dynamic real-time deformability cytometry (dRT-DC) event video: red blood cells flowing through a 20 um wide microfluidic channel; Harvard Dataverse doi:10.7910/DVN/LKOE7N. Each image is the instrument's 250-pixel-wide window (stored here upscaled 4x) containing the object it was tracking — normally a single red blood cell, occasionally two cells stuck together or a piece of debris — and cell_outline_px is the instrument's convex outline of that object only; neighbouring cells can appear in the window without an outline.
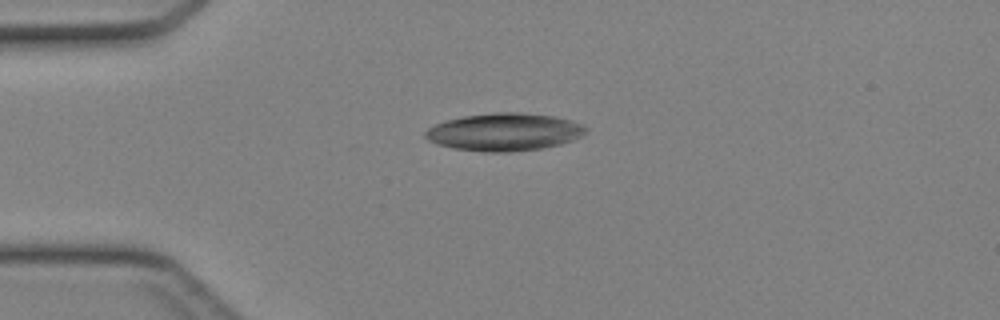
{"species": "Egyptian fruit bat (a non-hibernating species)", "species_latin": "Rousettus aegyptiacus", "temperature_condition": "cold", "stored_images_in_passage": 35, "camera_frame_rate_fps": 3000, "um_per_image_px": 0.085, "animal": {"sex": "female"}, "frame": {"image": 1, "passage_image": 1, "time_ms": 0.0, "image_size_px": [1000, 320], "cell_outline_px": [[588, 128], [580, 136], [572, 140], [560, 144], [544, 148], [508, 152], [484, 152], [452, 148], [436, 144], [428, 140], [424, 136], [424, 132], [428, 128], [436, 124], [448, 120], [464, 116], [492, 112], [520, 112], [552, 116], [572, 120], [584, 124]], "centroid_in_image_um": [42.86, 11.22], "position_along_channel_um": 42.1, "area_um2": 35.32}}
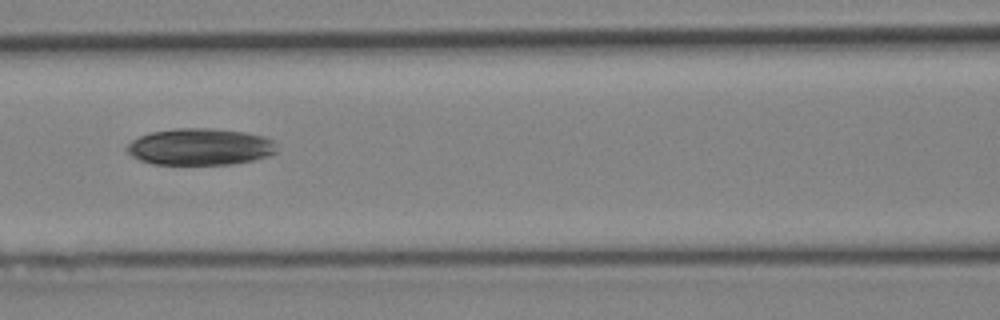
{"frame": {"image": 2, "passage_image": 10, "time_ms": 3.0, "image_size_px": [1000, 320], "cell_outline_px": [[276, 152], [268, 156], [252, 160], [232, 164], [152, 164], [140, 160], [132, 156], [124, 148], [132, 140], [140, 136], [152, 132], [176, 128], [208, 128], [244, 132], [264, 136], [272, 140], [276, 148]], "centroid_in_image_um": [16.98, 12.48], "position_along_channel_um": 149.6, "area_um2": 31.96}}
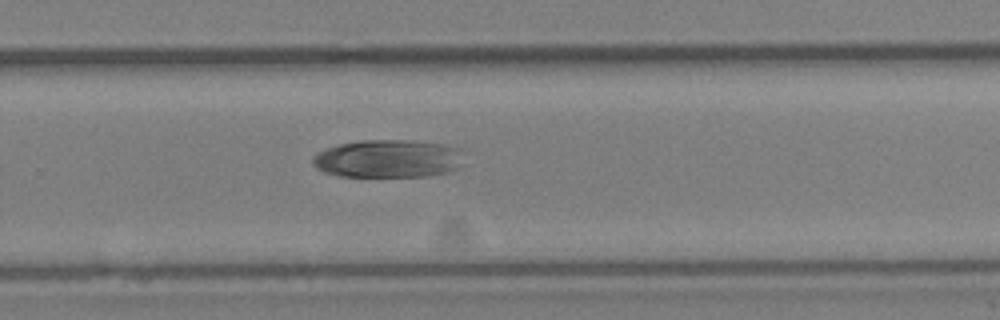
{"frame": {"image": 3, "passage_image": 20, "time_ms": 6.333, "image_size_px": [1000, 320], "cell_outline_px": [[456, 168], [448, 172], [428, 176], [340, 176], [324, 172], [316, 168], [312, 164], [312, 156], [316, 152], [324, 148], [340, 144], [360, 140], [408, 140], [444, 144], [456, 148]], "centroid_in_image_um": [32.82, 13.48], "position_along_channel_um": 297.0, "area_um2": 32.95}}